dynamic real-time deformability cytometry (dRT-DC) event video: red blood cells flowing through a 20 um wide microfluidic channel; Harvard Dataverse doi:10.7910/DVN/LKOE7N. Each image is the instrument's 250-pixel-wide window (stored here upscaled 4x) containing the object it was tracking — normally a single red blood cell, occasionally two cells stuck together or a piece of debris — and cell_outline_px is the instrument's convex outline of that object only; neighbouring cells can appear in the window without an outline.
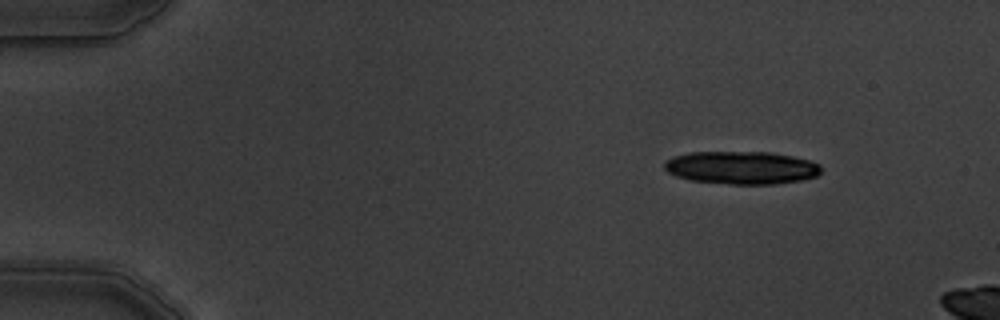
{"species": "common noctule bat (a hibernating species)", "species_latin": "Nyctalus noctula", "temperature_condition": "warm", "stored_images_in_passage": 3, "camera_frame_rate_fps": 3000, "um_per_image_px": 0.085, "animal": {"sex": "male", "body_mass_g": 19.5, "forearm_length_mm": 54.6}, "frame": {"image": 1, "passage_image": 1, "time_ms": 0.0, "image_size_px": [1000, 320], "cell_outline_px": [[820, 172], [816, 176], [800, 180], [776, 184], [728, 184], [688, 180], [676, 176], [668, 172], [664, 168], [664, 160], [672, 156], [688, 152], [768, 152], [792, 156], [808, 160], [820, 164]], "centroid_in_image_um": [62.97, 14.25], "position_along_channel_um": 22.0, "area_um2": 30.17}}